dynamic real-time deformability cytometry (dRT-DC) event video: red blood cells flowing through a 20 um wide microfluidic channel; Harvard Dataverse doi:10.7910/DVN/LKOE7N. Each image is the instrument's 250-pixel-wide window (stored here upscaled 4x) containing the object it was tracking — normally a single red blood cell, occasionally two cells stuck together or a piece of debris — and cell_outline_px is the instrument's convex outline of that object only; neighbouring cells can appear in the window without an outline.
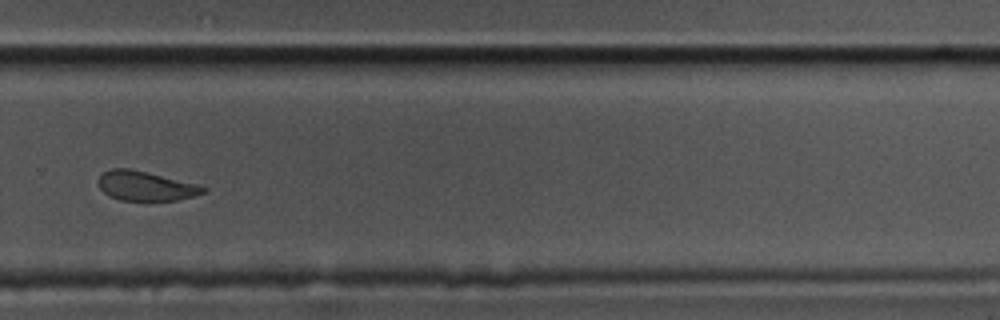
{"species": "common noctule bat (a hibernating species)", "species_latin": "Nyctalus noctula", "temperature_condition": "cold", "stored_images_in_passage": 14, "camera_frame_rate_fps": 3000, "um_per_image_px": 0.085, "animal": {"sex": "male", "body_mass_g": 17.5, "forearm_length_mm": 52.3}, "frame": {"image": 1, "passage_image": 10, "time_ms": 3.0, "image_size_px": [1000, 320], "cell_outline_px": [[208, 192], [176, 200], [148, 204], [144, 204], [120, 200], [108, 196], [100, 188], [96, 180], [104, 172], [112, 168], [128, 168], [196, 184], [208, 188]], "centroid_in_image_um": [12.35, 15.87], "position_along_channel_um": 317.4, "area_um2": 18.67}}
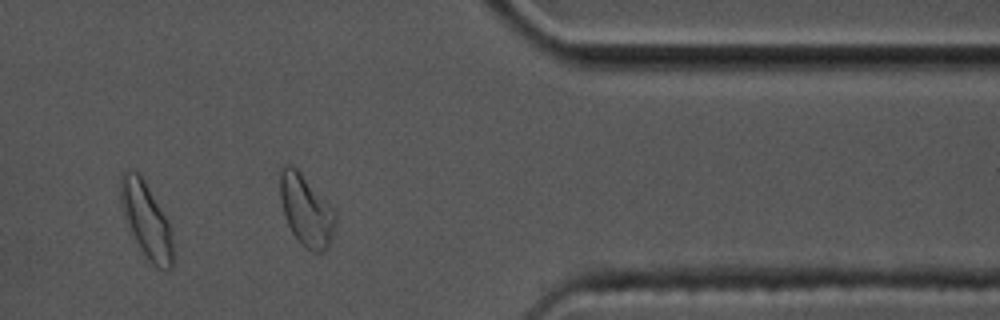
{"frame": {"image": 2, "passage_image": 12, "time_ms": 3.667, "image_size_px": [1000, 320], "cell_outline_px": [[172, 268], [168, 272], [152, 264], [148, 260], [128, 232], [120, 200], [120, 176], [124, 168], [128, 168], [140, 172], [168, 220], [172, 232]], "centroid_in_image_um": [12.4, 18.67], "position_along_channel_um": 399.0, "area_um2": 23.64}}